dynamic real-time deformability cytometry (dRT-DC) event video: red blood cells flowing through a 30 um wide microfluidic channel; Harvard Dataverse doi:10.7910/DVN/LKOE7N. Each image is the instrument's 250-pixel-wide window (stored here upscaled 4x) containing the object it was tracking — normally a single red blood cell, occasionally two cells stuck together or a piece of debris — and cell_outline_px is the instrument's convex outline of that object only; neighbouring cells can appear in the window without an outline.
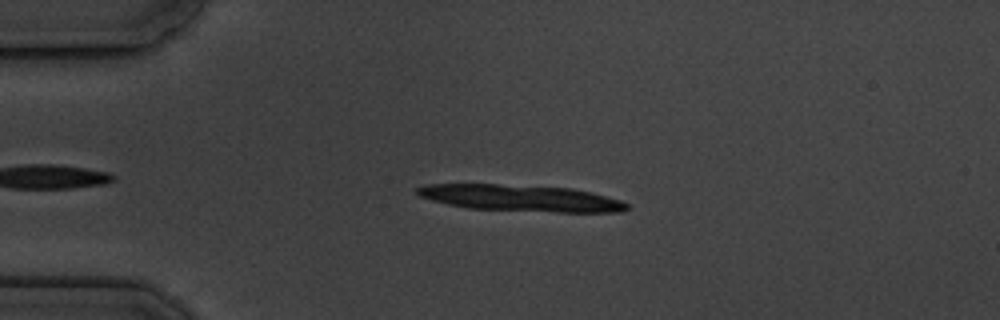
{"species": "common noctule bat (a hibernating species)", "species_latin": "Nyctalus noctula", "temperature_condition": "cold", "stored_images_in_passage": 4, "camera_frame_rate_fps": 3000, "um_per_image_px": 0.085, "animal": {"sex": "male", "body_mass_g": 19.5, "forearm_length_mm": 54.6}, "frame": {"image": 1, "passage_image": 3, "time_ms": 2.333, "image_size_px": [1000, 320], "cell_outline_px": [[628, 208], [620, 212], [560, 212], [468, 208], [448, 204], [432, 200], [420, 196], [412, 192], [416, 188], [424, 184], [496, 184], [572, 188], [592, 192], [620, 200], [628, 204]], "centroid_in_image_um": [44.23, 16.83], "position_along_channel_um": 40.8, "area_um2": 32.25}}